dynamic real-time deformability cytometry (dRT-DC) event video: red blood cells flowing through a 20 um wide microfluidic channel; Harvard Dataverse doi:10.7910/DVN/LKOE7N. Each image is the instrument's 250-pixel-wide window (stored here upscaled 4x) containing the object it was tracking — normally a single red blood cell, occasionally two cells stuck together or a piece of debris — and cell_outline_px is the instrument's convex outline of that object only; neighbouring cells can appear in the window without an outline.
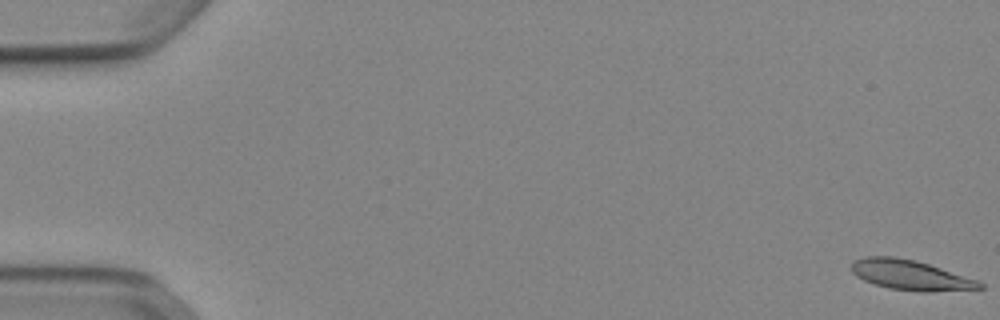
{"species": "Egyptian fruit bat (a non-hibernating species)", "species_latin": "Rousettus aegyptiacus", "temperature_condition": "cold", "stored_images_in_passage": 53, "camera_frame_rate_fps": 3000, "um_per_image_px": 0.085, "animal": {"sex": "female"}, "frame": {"image": 1, "passage_image": 1, "time_ms": 0.0, "image_size_px": [1000, 320], "cell_outline_px": [[984, 288], [932, 292], [920, 292], [888, 288], [864, 280], [856, 276], [852, 272], [852, 260], [864, 256], [892, 256], [916, 260], [980, 280], [984, 284]], "centroid_in_image_um": [77.42, 23.38], "position_along_channel_um": 7.6, "area_um2": 22.66}}
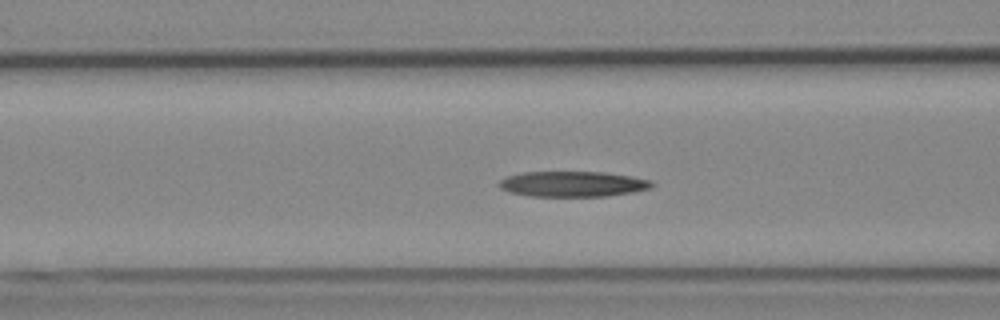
{"frame": {"image": 2, "passage_image": 22, "time_ms": 7.0, "image_size_px": [1000, 320], "cell_outline_px": [[656, 184], [652, 188], [632, 192], [608, 196], [528, 196], [508, 192], [500, 188], [496, 184], [504, 176], [520, 172], [604, 172], [652, 180]], "centroid_in_image_um": [48.64, 15.64], "position_along_channel_um": 118.0, "area_um2": 22.95}}
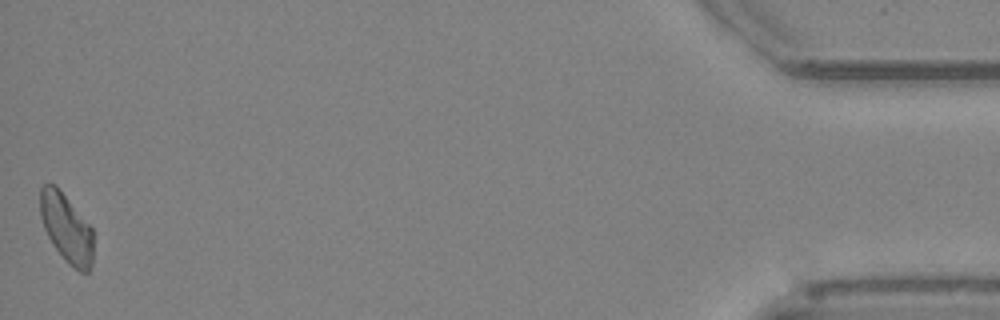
{"frame": {"image": 3, "passage_image": 53, "time_ms": 17.333, "image_size_px": [1000, 320], "cell_outline_px": [[92, 264], [88, 272], [80, 272], [52, 244], [44, 228], [40, 216], [40, 188], [44, 184], [56, 184], [92, 228]], "centroid_in_image_um": [5.63, 19.33], "position_along_channel_um": 429.6, "area_um2": 20.81}, "authors_computed_cell_mechanics": {"area_um2": 22.4264, "velocity_mm_per_s": 3.8785, "shape_relaxation_time_tau1_ms": null, "shape_relaxation_time_tau2_ms": 6.8237, "deformation_change_tau1": null, "deformation_change_tau2": 0.1746}}